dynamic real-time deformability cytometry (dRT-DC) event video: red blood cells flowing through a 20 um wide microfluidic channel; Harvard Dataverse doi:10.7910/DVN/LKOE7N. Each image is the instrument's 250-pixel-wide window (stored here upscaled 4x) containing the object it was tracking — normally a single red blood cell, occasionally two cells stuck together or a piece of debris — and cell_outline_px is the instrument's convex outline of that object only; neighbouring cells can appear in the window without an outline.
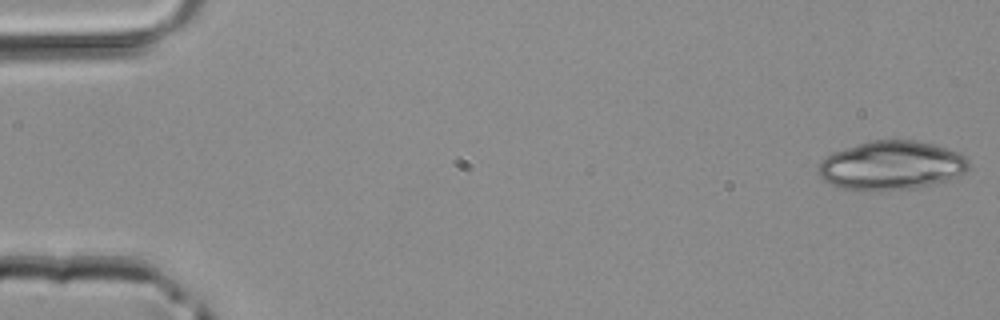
{"species": "common noctule bat (a hibernating species)", "species_latin": "Nyctalus noctula", "temperature_condition": "room temperature", "stored_images_in_passage": 2, "camera_frame_rate_fps": 3000, "um_per_image_px": 0.085, "animal": {"sex": "male", "body_mass_g": 20.4}, "frame": {"image": 1, "passage_image": 1, "time_ms": 0.0, "image_size_px": [1000, 320], "cell_outline_px": [[968, 168], [964, 172], [944, 180], [916, 188], [836, 188], [824, 180], [820, 176], [816, 168], [820, 160], [824, 156], [832, 152], [868, 140], [916, 140], [948, 148], [964, 156], [968, 160]], "centroid_in_image_um": [75.7, 14.01], "position_along_channel_um": 9.3, "area_um2": 42.14}}
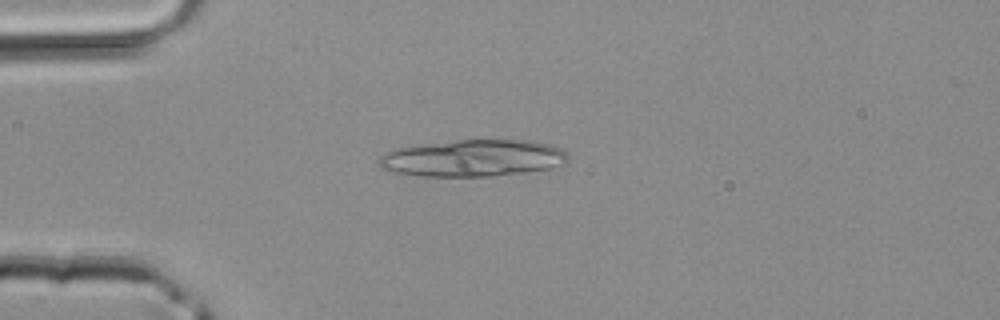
{"frame": {"image": 2, "passage_image": 2, "time_ms": 0.333, "image_size_px": [1000, 320], "cell_outline_px": [[568, 164], [548, 168], [524, 172], [492, 176], [420, 176], [392, 172], [380, 168], [380, 156], [396, 148], [424, 144], [456, 140], [500, 136], [532, 140], [552, 144], [568, 152]], "centroid_in_image_um": [40.31, 13.39], "position_along_channel_um": 44.7, "area_um2": 41.85}}